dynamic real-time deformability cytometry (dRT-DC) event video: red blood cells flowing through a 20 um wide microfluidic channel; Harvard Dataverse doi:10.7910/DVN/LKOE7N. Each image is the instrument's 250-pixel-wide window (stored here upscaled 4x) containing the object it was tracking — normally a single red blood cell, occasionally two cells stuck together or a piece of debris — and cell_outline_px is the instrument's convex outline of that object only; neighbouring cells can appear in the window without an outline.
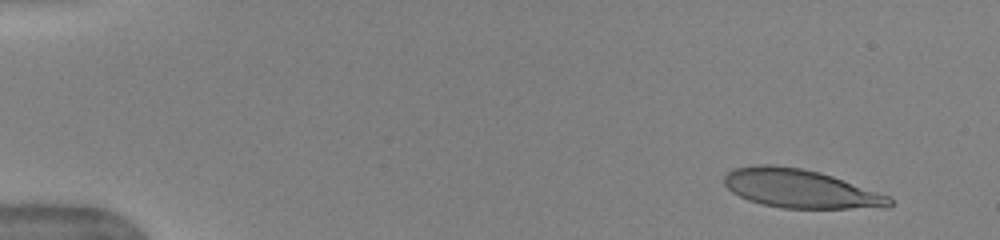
{"species": "human", "species_latin": "Homo sapiens", "temperature_condition": "warm", "stored_images_in_passage": 48, "camera_frame_rate_fps": 3000, "um_per_image_px": 0.085, "donor": {"sex": "female"}, "frame": {"image": 1, "passage_image": 1, "time_ms": 0.0, "image_size_px": [1000, 240], "cell_outline_px": [[892, 204], [888, 208], [784, 208], [760, 204], [748, 200], [732, 192], [724, 184], [724, 176], [732, 168], [756, 164], [772, 164], [800, 168], [820, 172], [832, 176], [888, 196], [892, 200]], "centroid_in_image_um": [67.98, 16.03], "position_along_channel_um": 17.0, "area_um2": 37.11}}
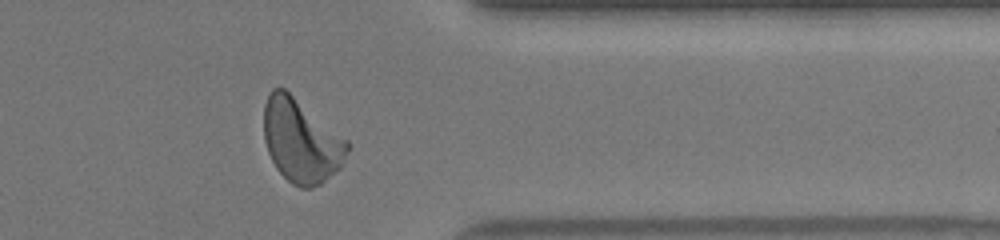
{"frame": {"image": 2, "passage_image": 39, "time_ms": 12.667, "image_size_px": [1000, 240], "cell_outline_px": [[352, 144], [340, 168], [320, 184], [312, 188], [300, 188], [292, 184], [276, 168], [268, 152], [264, 140], [264, 104], [272, 88], [284, 88], [348, 140]], "centroid_in_image_um": [25.61, 11.98], "position_along_channel_um": 385.8, "area_um2": 40.58}}
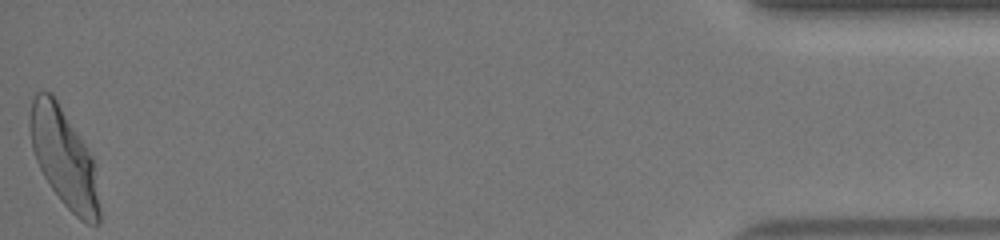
{"frame": {"image": 3, "passage_image": 48, "time_ms": 15.667, "image_size_px": [1000, 240], "cell_outline_px": [[100, 224], [88, 224], [80, 220], [60, 200], [44, 176], [36, 160], [32, 148], [28, 124], [28, 120], [32, 100], [36, 92], [52, 92], [92, 156], [100, 208]], "centroid_in_image_um": [5.41, 13.41], "position_along_channel_um": 429.8, "area_um2": 39.48}, "authors_computed_cell_mechanics": {"area_um2": 38.9572, "velocity_mm_per_s": 3.9567, "shape_relaxation_time_tau1_ms": 4.4237, "shape_relaxation_time_tau2_ms": 0.8061, "deformation_change_tau1": 0.2396, "deformation_change_tau2": 0.0912}}